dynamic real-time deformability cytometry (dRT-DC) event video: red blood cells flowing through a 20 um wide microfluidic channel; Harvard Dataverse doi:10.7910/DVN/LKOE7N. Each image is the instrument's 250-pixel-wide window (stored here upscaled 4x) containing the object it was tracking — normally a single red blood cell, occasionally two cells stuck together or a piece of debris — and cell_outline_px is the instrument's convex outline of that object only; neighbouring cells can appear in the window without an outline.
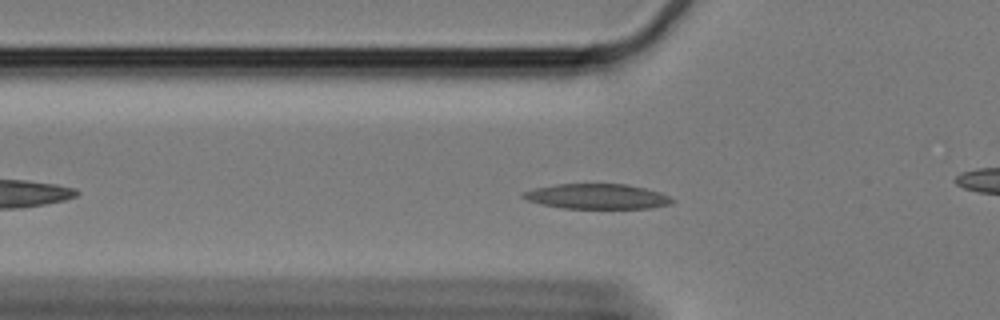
{"species": "Egyptian fruit bat (a non-hibernating species)", "species_latin": "Rousettus aegyptiacus", "temperature_condition": "cold", "stored_images_in_passage": 14, "camera_frame_rate_fps": 3000, "um_per_image_px": 0.085, "animal": {"sex": "female"}, "frame": {"image": 1, "passage_image": 11, "time_ms": 3.333, "image_size_px": [1000, 320], "cell_outline_px": [[672, 200], [668, 204], [652, 208], [560, 208], [540, 204], [528, 200], [520, 196], [524, 192], [536, 188], [556, 184], [628, 184], [660, 192], [668, 196]], "centroid_in_image_um": [50.71, 16.69], "position_along_channel_um": 75.1, "area_um2": 21.56}}